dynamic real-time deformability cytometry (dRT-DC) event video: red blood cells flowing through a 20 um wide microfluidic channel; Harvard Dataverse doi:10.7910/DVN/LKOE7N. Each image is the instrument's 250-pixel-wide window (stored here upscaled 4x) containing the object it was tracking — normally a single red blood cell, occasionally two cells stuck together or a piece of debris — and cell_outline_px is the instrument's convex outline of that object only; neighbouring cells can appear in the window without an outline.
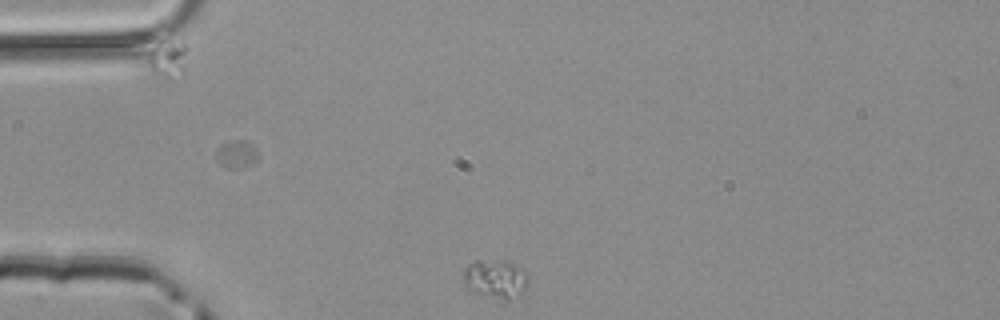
{"species": "common noctule bat (a hibernating species)", "species_latin": "Nyctalus noctula", "temperature_condition": "room temperature", "stored_images_in_passage": 5, "camera_frame_rate_fps": 3000, "um_per_image_px": 0.085, "animal": {"sex": "male", "body_mass_g": 20.4}, "frame": {"image": 1, "passage_image": 5, "time_ms": 1.333, "image_size_px": [1000, 320], "cell_outline_px": [[528, 284], [520, 292], [508, 300], [500, 300], [468, 288], [464, 284], [460, 276], [460, 272], [468, 264], [476, 260], [500, 260], [516, 264], [528, 276]], "centroid_in_image_um": [42.05, 23.67], "position_along_channel_um": 43.0, "area_um2": 14.57}}